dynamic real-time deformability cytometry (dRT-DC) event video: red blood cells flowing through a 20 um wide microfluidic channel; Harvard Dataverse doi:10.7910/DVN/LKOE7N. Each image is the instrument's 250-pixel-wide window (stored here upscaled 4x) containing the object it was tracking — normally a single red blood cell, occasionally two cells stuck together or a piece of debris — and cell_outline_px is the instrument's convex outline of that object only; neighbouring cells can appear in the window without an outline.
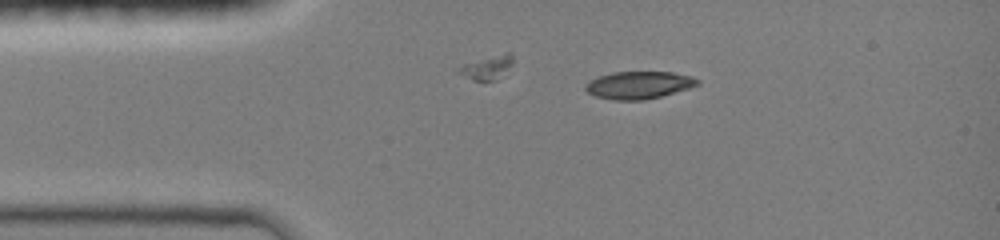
{"species": "common noctule bat (a hibernating species)", "species_latin": "Nyctalus noctula", "temperature_condition": "room temperature", "stored_images_in_passage": 58, "camera_frame_rate_fps": 3000, "um_per_image_px": 0.085, "animal": {"sex": "female", "body_mass_g": 19.0, "forearm_length_mm": 51.5}, "frame": {"image": 1, "passage_image": 1, "time_ms": 0.0, "image_size_px": [1000, 240], "cell_outline_px": [[700, 84], [688, 88], [660, 96], [644, 100], [616, 100], [596, 96], [588, 92], [584, 88], [592, 80], [600, 76], [612, 72], [672, 72], [692, 76], [700, 80]], "centroid_in_image_um": [54.34, 7.22], "position_along_channel_um": 30.7, "area_um2": 17.63}}
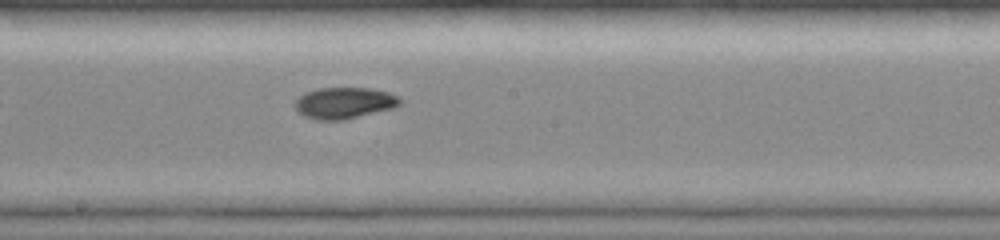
{"frame": {"image": 2, "passage_image": 26, "time_ms": 5.333, "image_size_px": [1000, 240], "cell_outline_px": [[404, 100], [400, 104], [392, 108], [344, 120], [316, 120], [304, 116], [296, 108], [296, 100], [304, 92], [320, 88], [368, 88], [388, 92]], "centroid_in_image_um": [29.27, 8.75], "position_along_channel_um": 218.9, "area_um2": 19.02}}
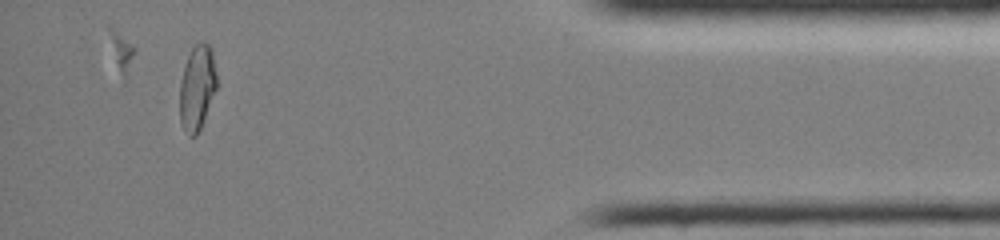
{"frame": {"image": 3, "passage_image": 51, "time_ms": 11.0, "image_size_px": [1000, 240], "cell_outline_px": [[216, 88], [200, 128], [196, 136], [188, 136], [184, 132], [180, 124], [180, 84], [184, 68], [188, 56], [192, 48], [196, 44], [208, 44], [212, 48], [216, 72]], "centroid_in_image_um": [16.74, 7.49], "position_along_channel_um": 418.5, "area_um2": 18.03}, "authors_computed_cell_mechanics": {"area_um2": 18.6983, "velocity_mm_per_s": 4.212, "shape_relaxation_time_tau1_ms": null, "shape_relaxation_time_tau2_ms": 4.6695, "deformation_change_tau1": null, "deformation_change_tau2": 0.0711}}